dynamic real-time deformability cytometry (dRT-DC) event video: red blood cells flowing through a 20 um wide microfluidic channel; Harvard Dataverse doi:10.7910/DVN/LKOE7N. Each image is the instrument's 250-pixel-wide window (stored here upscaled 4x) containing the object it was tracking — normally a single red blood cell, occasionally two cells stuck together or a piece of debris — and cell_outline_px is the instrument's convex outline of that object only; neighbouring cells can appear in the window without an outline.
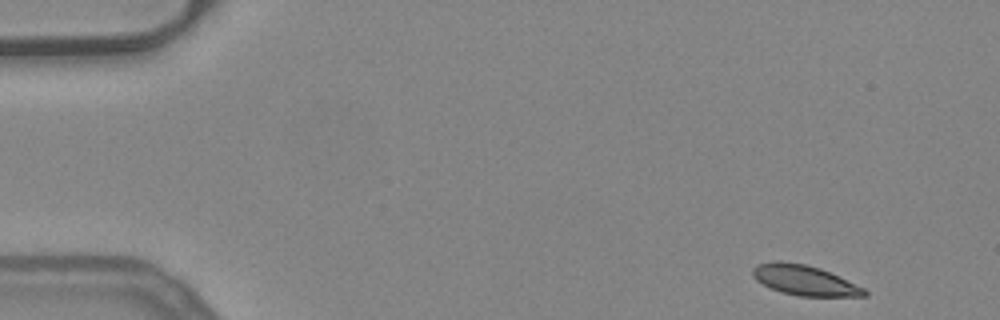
{"species": "common noctule bat (a hibernating species)", "species_latin": "Nyctalus noctula", "temperature_condition": "warm", "stored_images_in_passage": 49, "camera_frame_rate_fps": 3000, "um_per_image_px": 0.085, "animal": {"sex": "female", "body_mass_g": 24.6, "forearm_length_mm": 56.2}, "frame": {"image": 1, "passage_image": 1, "time_ms": 0.0, "image_size_px": [1000, 320], "cell_outline_px": [[868, 296], [800, 296], [784, 292], [772, 288], [756, 280], [752, 276], [752, 268], [756, 264], [772, 260], [780, 260], [808, 264], [820, 268], [864, 288], [868, 292]], "centroid_in_image_um": [68.35, 23.79], "position_along_channel_um": 16.7, "area_um2": 19.59}}
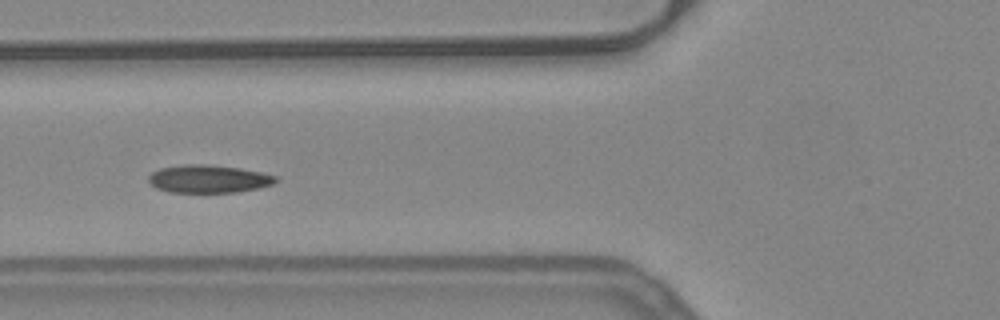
{"frame": {"image": 2, "passage_image": 17, "time_ms": 5.333, "image_size_px": [1000, 320], "cell_outline_px": [[280, 180], [272, 184], [260, 188], [236, 192], [168, 192], [156, 188], [148, 180], [148, 176], [152, 172], [160, 168], [184, 164], [204, 164], [240, 168], [260, 172], [276, 176]], "centroid_in_image_um": [17.73, 15.2], "position_along_channel_um": 108.1, "area_um2": 20.69}}
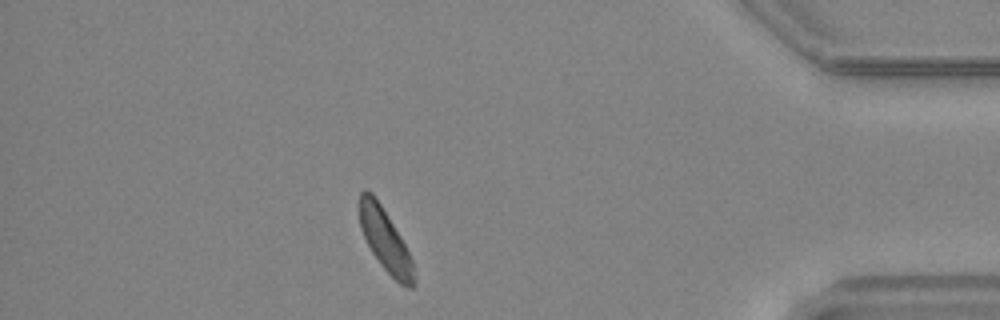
{"frame": {"image": 3, "passage_image": 43, "time_ms": 14.0, "image_size_px": [1000, 320], "cell_outline_px": [[416, 284], [412, 288], [408, 288], [400, 284], [384, 268], [372, 252], [360, 228], [360, 192], [364, 188], [372, 192], [380, 204], [400, 236], [412, 260], [416, 280]], "centroid_in_image_um": [32.75, 20.44], "position_along_channel_um": 402.4, "area_um2": 19.36}, "authors_computed_cell_mechanics": {"area_um2": 20.4034, "velocity_mm_per_s": 3.8935, "shape_relaxation_time_tau1_ms": 3.5841, "shape_relaxation_time_tau2_ms": null, "deformation_change_tau1": 0.0939, "deformation_change_tau2": null}}